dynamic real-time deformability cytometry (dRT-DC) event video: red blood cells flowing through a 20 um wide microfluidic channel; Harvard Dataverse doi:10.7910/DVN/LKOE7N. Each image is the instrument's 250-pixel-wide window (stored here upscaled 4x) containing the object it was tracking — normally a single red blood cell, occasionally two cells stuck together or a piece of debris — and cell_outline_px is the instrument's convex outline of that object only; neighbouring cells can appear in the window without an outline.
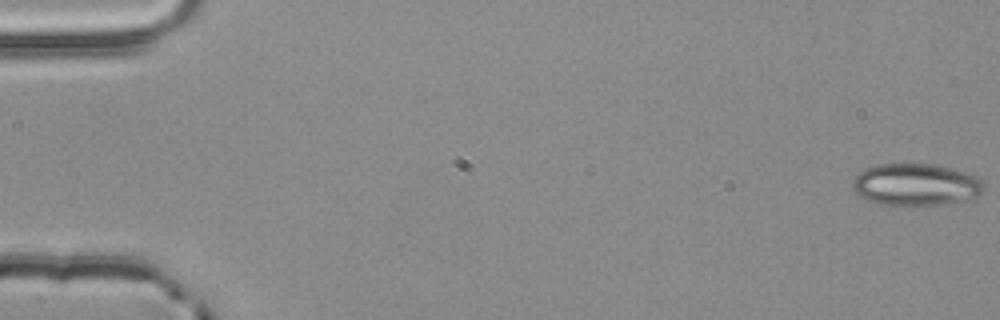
{"species": "common noctule bat (a hibernating species)", "species_latin": "Nyctalus noctula", "temperature_condition": "room temperature", "stored_images_in_passage": 55, "camera_frame_rate_fps": 3000, "um_per_image_px": 0.085, "animal": {"sex": "male", "body_mass_g": 20.4}, "frame": {"image": 1, "passage_image": 1, "time_ms": 0.0, "image_size_px": [1000, 320], "cell_outline_px": [[984, 192], [980, 196], [940, 204], [904, 208], [876, 204], [860, 196], [856, 192], [852, 184], [852, 180], [860, 172], [868, 168], [880, 164], [936, 164], [964, 172], [976, 176], [984, 184]], "centroid_in_image_um": [77.83, 15.73], "position_along_channel_um": 7.2, "area_um2": 32.6}}
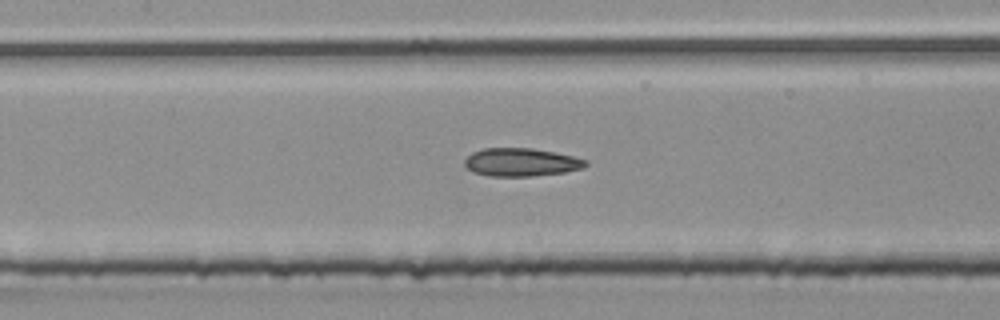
{"frame": {"image": 2, "passage_image": 26, "time_ms": 8.333, "image_size_px": [1000, 320], "cell_outline_px": [[588, 164], [584, 168], [564, 172], [532, 176], [488, 176], [472, 172], [464, 164], [464, 160], [472, 152], [484, 148], [532, 148], [556, 152], [588, 160]], "centroid_in_image_um": [44.3, 13.79], "position_along_channel_um": 163.1, "area_um2": 19.94}}
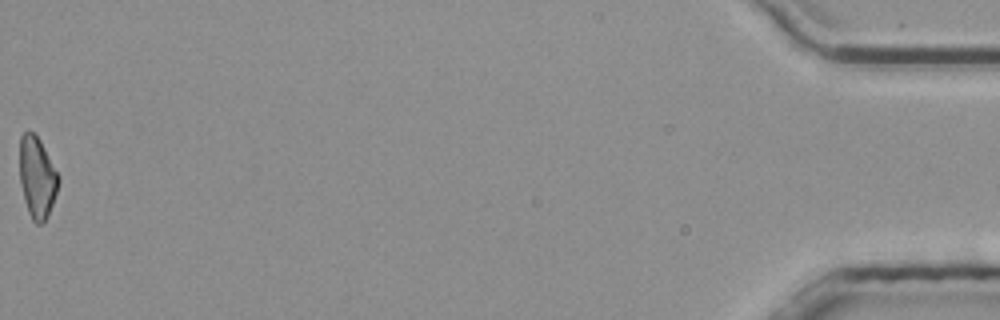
{"frame": {"image": 3, "passage_image": 55, "time_ms": 18.0, "image_size_px": [1000, 320], "cell_outline_px": [[60, 180], [48, 216], [40, 224], [36, 224], [32, 220], [28, 212], [24, 200], [20, 184], [20, 136], [24, 132], [32, 132], [40, 140], [60, 176]], "centroid_in_image_um": [3.15, 15.09], "position_along_channel_um": 432.0, "area_um2": 18.32}, "authors_computed_cell_mechanics": {"area_um2": 19.7098, "velocity_mm_per_s": 3.89, "shape_relaxation_time_tau1_ms": 4.1619, "shape_relaxation_time_tau2_ms": 2.4117, "deformation_change_tau1": 0.1126, "deformation_change_tau2": 0.1146}}